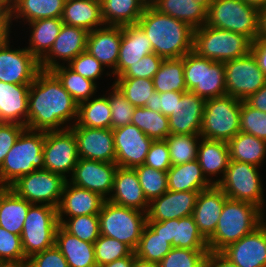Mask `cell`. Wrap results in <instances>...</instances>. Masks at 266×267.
Instances as JSON below:
<instances>
[{
    "instance_id": "obj_1",
    "label": "cell",
    "mask_w": 266,
    "mask_h": 267,
    "mask_svg": "<svg viewBox=\"0 0 266 267\" xmlns=\"http://www.w3.org/2000/svg\"><path fill=\"white\" fill-rule=\"evenodd\" d=\"M28 104L27 129L61 131L77 121V102L51 71L37 74L29 88Z\"/></svg>"
},
{
    "instance_id": "obj_2",
    "label": "cell",
    "mask_w": 266,
    "mask_h": 267,
    "mask_svg": "<svg viewBox=\"0 0 266 267\" xmlns=\"http://www.w3.org/2000/svg\"><path fill=\"white\" fill-rule=\"evenodd\" d=\"M137 25L151 42L153 52L163 59H177L193 51L194 29L183 21L160 13L150 3Z\"/></svg>"
},
{
    "instance_id": "obj_3",
    "label": "cell",
    "mask_w": 266,
    "mask_h": 267,
    "mask_svg": "<svg viewBox=\"0 0 266 267\" xmlns=\"http://www.w3.org/2000/svg\"><path fill=\"white\" fill-rule=\"evenodd\" d=\"M265 221V213L248 202L227 199L215 232L207 239L209 252L220 253L228 245L253 232Z\"/></svg>"
},
{
    "instance_id": "obj_4",
    "label": "cell",
    "mask_w": 266,
    "mask_h": 267,
    "mask_svg": "<svg viewBox=\"0 0 266 267\" xmlns=\"http://www.w3.org/2000/svg\"><path fill=\"white\" fill-rule=\"evenodd\" d=\"M45 132L25 129L0 166V184L10 187L20 177L44 169Z\"/></svg>"
},
{
    "instance_id": "obj_5",
    "label": "cell",
    "mask_w": 266,
    "mask_h": 267,
    "mask_svg": "<svg viewBox=\"0 0 266 267\" xmlns=\"http://www.w3.org/2000/svg\"><path fill=\"white\" fill-rule=\"evenodd\" d=\"M252 41L244 35L207 24L194 29L193 51L200 57L226 62L251 52Z\"/></svg>"
},
{
    "instance_id": "obj_6",
    "label": "cell",
    "mask_w": 266,
    "mask_h": 267,
    "mask_svg": "<svg viewBox=\"0 0 266 267\" xmlns=\"http://www.w3.org/2000/svg\"><path fill=\"white\" fill-rule=\"evenodd\" d=\"M206 24L247 36H258V8L243 0H209Z\"/></svg>"
},
{
    "instance_id": "obj_7",
    "label": "cell",
    "mask_w": 266,
    "mask_h": 267,
    "mask_svg": "<svg viewBox=\"0 0 266 267\" xmlns=\"http://www.w3.org/2000/svg\"><path fill=\"white\" fill-rule=\"evenodd\" d=\"M241 100L223 95L207 99L204 106L200 136L228 142L240 132Z\"/></svg>"
},
{
    "instance_id": "obj_8",
    "label": "cell",
    "mask_w": 266,
    "mask_h": 267,
    "mask_svg": "<svg viewBox=\"0 0 266 267\" xmlns=\"http://www.w3.org/2000/svg\"><path fill=\"white\" fill-rule=\"evenodd\" d=\"M98 218L100 235L117 239L135 251L146 224V212L122 207L106 200Z\"/></svg>"
},
{
    "instance_id": "obj_9",
    "label": "cell",
    "mask_w": 266,
    "mask_h": 267,
    "mask_svg": "<svg viewBox=\"0 0 266 267\" xmlns=\"http://www.w3.org/2000/svg\"><path fill=\"white\" fill-rule=\"evenodd\" d=\"M259 168L250 163L230 160L225 175L217 186L229 199L252 203L266 214Z\"/></svg>"
},
{
    "instance_id": "obj_10",
    "label": "cell",
    "mask_w": 266,
    "mask_h": 267,
    "mask_svg": "<svg viewBox=\"0 0 266 267\" xmlns=\"http://www.w3.org/2000/svg\"><path fill=\"white\" fill-rule=\"evenodd\" d=\"M187 91L207 100L226 95L224 62L198 56L194 51L184 56Z\"/></svg>"
},
{
    "instance_id": "obj_11",
    "label": "cell",
    "mask_w": 266,
    "mask_h": 267,
    "mask_svg": "<svg viewBox=\"0 0 266 267\" xmlns=\"http://www.w3.org/2000/svg\"><path fill=\"white\" fill-rule=\"evenodd\" d=\"M59 225L57 208L32 204L20 235L25 257L29 259L32 255L53 247Z\"/></svg>"
},
{
    "instance_id": "obj_12",
    "label": "cell",
    "mask_w": 266,
    "mask_h": 267,
    "mask_svg": "<svg viewBox=\"0 0 266 267\" xmlns=\"http://www.w3.org/2000/svg\"><path fill=\"white\" fill-rule=\"evenodd\" d=\"M67 179L46 169H37L20 177L10 188L31 204L57 208Z\"/></svg>"
},
{
    "instance_id": "obj_13",
    "label": "cell",
    "mask_w": 266,
    "mask_h": 267,
    "mask_svg": "<svg viewBox=\"0 0 266 267\" xmlns=\"http://www.w3.org/2000/svg\"><path fill=\"white\" fill-rule=\"evenodd\" d=\"M226 94L245 101L266 84V76L253 54L224 62Z\"/></svg>"
},
{
    "instance_id": "obj_14",
    "label": "cell",
    "mask_w": 266,
    "mask_h": 267,
    "mask_svg": "<svg viewBox=\"0 0 266 267\" xmlns=\"http://www.w3.org/2000/svg\"><path fill=\"white\" fill-rule=\"evenodd\" d=\"M43 153L44 169L60 174L67 180L68 176H72L79 156L76 138L69 128L45 132Z\"/></svg>"
},
{
    "instance_id": "obj_15",
    "label": "cell",
    "mask_w": 266,
    "mask_h": 267,
    "mask_svg": "<svg viewBox=\"0 0 266 267\" xmlns=\"http://www.w3.org/2000/svg\"><path fill=\"white\" fill-rule=\"evenodd\" d=\"M10 43V38H8L0 46V81L31 85L41 71L40 61L25 47L13 49Z\"/></svg>"
},
{
    "instance_id": "obj_16",
    "label": "cell",
    "mask_w": 266,
    "mask_h": 267,
    "mask_svg": "<svg viewBox=\"0 0 266 267\" xmlns=\"http://www.w3.org/2000/svg\"><path fill=\"white\" fill-rule=\"evenodd\" d=\"M113 136L117 166L134 168L144 164L153 139L133 124L113 129Z\"/></svg>"
},
{
    "instance_id": "obj_17",
    "label": "cell",
    "mask_w": 266,
    "mask_h": 267,
    "mask_svg": "<svg viewBox=\"0 0 266 267\" xmlns=\"http://www.w3.org/2000/svg\"><path fill=\"white\" fill-rule=\"evenodd\" d=\"M117 167L116 163L79 158L68 181L75 186L98 193L108 200Z\"/></svg>"
},
{
    "instance_id": "obj_18",
    "label": "cell",
    "mask_w": 266,
    "mask_h": 267,
    "mask_svg": "<svg viewBox=\"0 0 266 267\" xmlns=\"http://www.w3.org/2000/svg\"><path fill=\"white\" fill-rule=\"evenodd\" d=\"M146 224L176 248L209 250L208 240L201 234L193 216L165 221H146Z\"/></svg>"
},
{
    "instance_id": "obj_19",
    "label": "cell",
    "mask_w": 266,
    "mask_h": 267,
    "mask_svg": "<svg viewBox=\"0 0 266 267\" xmlns=\"http://www.w3.org/2000/svg\"><path fill=\"white\" fill-rule=\"evenodd\" d=\"M69 129L76 138L79 158L115 163L116 152L111 128H90L75 123Z\"/></svg>"
},
{
    "instance_id": "obj_20",
    "label": "cell",
    "mask_w": 266,
    "mask_h": 267,
    "mask_svg": "<svg viewBox=\"0 0 266 267\" xmlns=\"http://www.w3.org/2000/svg\"><path fill=\"white\" fill-rule=\"evenodd\" d=\"M220 253L236 267H266V221Z\"/></svg>"
},
{
    "instance_id": "obj_21",
    "label": "cell",
    "mask_w": 266,
    "mask_h": 267,
    "mask_svg": "<svg viewBox=\"0 0 266 267\" xmlns=\"http://www.w3.org/2000/svg\"><path fill=\"white\" fill-rule=\"evenodd\" d=\"M88 34L83 28L63 24L52 48L40 60L41 70L50 71L57 66L68 65L77 55L86 51Z\"/></svg>"
},
{
    "instance_id": "obj_22",
    "label": "cell",
    "mask_w": 266,
    "mask_h": 267,
    "mask_svg": "<svg viewBox=\"0 0 266 267\" xmlns=\"http://www.w3.org/2000/svg\"><path fill=\"white\" fill-rule=\"evenodd\" d=\"M199 191H169L149 202L146 221H165L192 216Z\"/></svg>"
},
{
    "instance_id": "obj_23",
    "label": "cell",
    "mask_w": 266,
    "mask_h": 267,
    "mask_svg": "<svg viewBox=\"0 0 266 267\" xmlns=\"http://www.w3.org/2000/svg\"><path fill=\"white\" fill-rule=\"evenodd\" d=\"M205 101L191 91L184 92L168 117L170 134L200 135Z\"/></svg>"
},
{
    "instance_id": "obj_24",
    "label": "cell",
    "mask_w": 266,
    "mask_h": 267,
    "mask_svg": "<svg viewBox=\"0 0 266 267\" xmlns=\"http://www.w3.org/2000/svg\"><path fill=\"white\" fill-rule=\"evenodd\" d=\"M121 38L122 26L104 25L88 34L86 51L102 65L111 68L110 73L106 72L110 77L117 66Z\"/></svg>"
},
{
    "instance_id": "obj_25",
    "label": "cell",
    "mask_w": 266,
    "mask_h": 267,
    "mask_svg": "<svg viewBox=\"0 0 266 267\" xmlns=\"http://www.w3.org/2000/svg\"><path fill=\"white\" fill-rule=\"evenodd\" d=\"M108 201L122 207L134 208L147 213L149 202L144 196L134 168L117 167Z\"/></svg>"
},
{
    "instance_id": "obj_26",
    "label": "cell",
    "mask_w": 266,
    "mask_h": 267,
    "mask_svg": "<svg viewBox=\"0 0 266 267\" xmlns=\"http://www.w3.org/2000/svg\"><path fill=\"white\" fill-rule=\"evenodd\" d=\"M105 201L98 193L75 186L67 180L57 207L58 218L99 214Z\"/></svg>"
},
{
    "instance_id": "obj_27",
    "label": "cell",
    "mask_w": 266,
    "mask_h": 267,
    "mask_svg": "<svg viewBox=\"0 0 266 267\" xmlns=\"http://www.w3.org/2000/svg\"><path fill=\"white\" fill-rule=\"evenodd\" d=\"M227 199L228 197L217 185H212L199 192L192 216L199 231L206 239L215 232Z\"/></svg>"
},
{
    "instance_id": "obj_28",
    "label": "cell",
    "mask_w": 266,
    "mask_h": 267,
    "mask_svg": "<svg viewBox=\"0 0 266 267\" xmlns=\"http://www.w3.org/2000/svg\"><path fill=\"white\" fill-rule=\"evenodd\" d=\"M153 53L150 40L137 25L122 26V38L116 69L111 73L114 78L120 76L130 65Z\"/></svg>"
},
{
    "instance_id": "obj_29",
    "label": "cell",
    "mask_w": 266,
    "mask_h": 267,
    "mask_svg": "<svg viewBox=\"0 0 266 267\" xmlns=\"http://www.w3.org/2000/svg\"><path fill=\"white\" fill-rule=\"evenodd\" d=\"M197 160L206 179L212 185H217L223 179L230 162L228 143L221 140L201 138Z\"/></svg>"
},
{
    "instance_id": "obj_30",
    "label": "cell",
    "mask_w": 266,
    "mask_h": 267,
    "mask_svg": "<svg viewBox=\"0 0 266 267\" xmlns=\"http://www.w3.org/2000/svg\"><path fill=\"white\" fill-rule=\"evenodd\" d=\"M30 85L0 81V122L18 123L26 127Z\"/></svg>"
},
{
    "instance_id": "obj_31",
    "label": "cell",
    "mask_w": 266,
    "mask_h": 267,
    "mask_svg": "<svg viewBox=\"0 0 266 267\" xmlns=\"http://www.w3.org/2000/svg\"><path fill=\"white\" fill-rule=\"evenodd\" d=\"M209 0H151L160 13L167 14L197 29L206 24Z\"/></svg>"
},
{
    "instance_id": "obj_32",
    "label": "cell",
    "mask_w": 266,
    "mask_h": 267,
    "mask_svg": "<svg viewBox=\"0 0 266 267\" xmlns=\"http://www.w3.org/2000/svg\"><path fill=\"white\" fill-rule=\"evenodd\" d=\"M61 20L65 25L80 27L88 32L103 27L100 0H66Z\"/></svg>"
},
{
    "instance_id": "obj_33",
    "label": "cell",
    "mask_w": 266,
    "mask_h": 267,
    "mask_svg": "<svg viewBox=\"0 0 266 267\" xmlns=\"http://www.w3.org/2000/svg\"><path fill=\"white\" fill-rule=\"evenodd\" d=\"M55 245L65 257L68 267H97L94 243L69 234L60 225L55 233Z\"/></svg>"
},
{
    "instance_id": "obj_34",
    "label": "cell",
    "mask_w": 266,
    "mask_h": 267,
    "mask_svg": "<svg viewBox=\"0 0 266 267\" xmlns=\"http://www.w3.org/2000/svg\"><path fill=\"white\" fill-rule=\"evenodd\" d=\"M147 0H100L101 17L104 25H135L140 19Z\"/></svg>"
},
{
    "instance_id": "obj_35",
    "label": "cell",
    "mask_w": 266,
    "mask_h": 267,
    "mask_svg": "<svg viewBox=\"0 0 266 267\" xmlns=\"http://www.w3.org/2000/svg\"><path fill=\"white\" fill-rule=\"evenodd\" d=\"M32 204L19 197L10 187L0 191V227L21 235L24 221Z\"/></svg>"
},
{
    "instance_id": "obj_36",
    "label": "cell",
    "mask_w": 266,
    "mask_h": 267,
    "mask_svg": "<svg viewBox=\"0 0 266 267\" xmlns=\"http://www.w3.org/2000/svg\"><path fill=\"white\" fill-rule=\"evenodd\" d=\"M66 0H11V21L61 18Z\"/></svg>"
},
{
    "instance_id": "obj_37",
    "label": "cell",
    "mask_w": 266,
    "mask_h": 267,
    "mask_svg": "<svg viewBox=\"0 0 266 267\" xmlns=\"http://www.w3.org/2000/svg\"><path fill=\"white\" fill-rule=\"evenodd\" d=\"M169 191H199L205 190L212 184L204 176L198 160L171 166L167 171Z\"/></svg>"
},
{
    "instance_id": "obj_38",
    "label": "cell",
    "mask_w": 266,
    "mask_h": 267,
    "mask_svg": "<svg viewBox=\"0 0 266 267\" xmlns=\"http://www.w3.org/2000/svg\"><path fill=\"white\" fill-rule=\"evenodd\" d=\"M29 46L25 47L39 61L50 51L63 26L61 18H44L27 23Z\"/></svg>"
},
{
    "instance_id": "obj_39",
    "label": "cell",
    "mask_w": 266,
    "mask_h": 267,
    "mask_svg": "<svg viewBox=\"0 0 266 267\" xmlns=\"http://www.w3.org/2000/svg\"><path fill=\"white\" fill-rule=\"evenodd\" d=\"M230 160L260 167L266 160V141L251 134L238 132L228 142Z\"/></svg>"
},
{
    "instance_id": "obj_40",
    "label": "cell",
    "mask_w": 266,
    "mask_h": 267,
    "mask_svg": "<svg viewBox=\"0 0 266 267\" xmlns=\"http://www.w3.org/2000/svg\"><path fill=\"white\" fill-rule=\"evenodd\" d=\"M78 104L76 123L90 128H111V108L108 95H99Z\"/></svg>"
},
{
    "instance_id": "obj_41",
    "label": "cell",
    "mask_w": 266,
    "mask_h": 267,
    "mask_svg": "<svg viewBox=\"0 0 266 267\" xmlns=\"http://www.w3.org/2000/svg\"><path fill=\"white\" fill-rule=\"evenodd\" d=\"M152 80L155 91L158 93L171 91L186 92L184 57L164 59Z\"/></svg>"
},
{
    "instance_id": "obj_42",
    "label": "cell",
    "mask_w": 266,
    "mask_h": 267,
    "mask_svg": "<svg viewBox=\"0 0 266 267\" xmlns=\"http://www.w3.org/2000/svg\"><path fill=\"white\" fill-rule=\"evenodd\" d=\"M50 71L57 77L77 104L89 100L97 94V88H99L97 82L82 77L67 65L57 66Z\"/></svg>"
},
{
    "instance_id": "obj_43",
    "label": "cell",
    "mask_w": 266,
    "mask_h": 267,
    "mask_svg": "<svg viewBox=\"0 0 266 267\" xmlns=\"http://www.w3.org/2000/svg\"><path fill=\"white\" fill-rule=\"evenodd\" d=\"M131 124L153 140H165L170 135L168 117L147 107H135Z\"/></svg>"
},
{
    "instance_id": "obj_44",
    "label": "cell",
    "mask_w": 266,
    "mask_h": 267,
    "mask_svg": "<svg viewBox=\"0 0 266 267\" xmlns=\"http://www.w3.org/2000/svg\"><path fill=\"white\" fill-rule=\"evenodd\" d=\"M172 248L166 238L145 224L134 253L137 258L144 261L159 263Z\"/></svg>"
},
{
    "instance_id": "obj_45",
    "label": "cell",
    "mask_w": 266,
    "mask_h": 267,
    "mask_svg": "<svg viewBox=\"0 0 266 267\" xmlns=\"http://www.w3.org/2000/svg\"><path fill=\"white\" fill-rule=\"evenodd\" d=\"M113 85L125 96L134 107H146L155 92L152 79L147 78H114Z\"/></svg>"
},
{
    "instance_id": "obj_46",
    "label": "cell",
    "mask_w": 266,
    "mask_h": 267,
    "mask_svg": "<svg viewBox=\"0 0 266 267\" xmlns=\"http://www.w3.org/2000/svg\"><path fill=\"white\" fill-rule=\"evenodd\" d=\"M200 139V135L170 134L165 140L172 166L196 160Z\"/></svg>"
},
{
    "instance_id": "obj_47",
    "label": "cell",
    "mask_w": 266,
    "mask_h": 267,
    "mask_svg": "<svg viewBox=\"0 0 266 267\" xmlns=\"http://www.w3.org/2000/svg\"><path fill=\"white\" fill-rule=\"evenodd\" d=\"M60 226L69 234L89 243L100 236L98 214L58 218Z\"/></svg>"
},
{
    "instance_id": "obj_48",
    "label": "cell",
    "mask_w": 266,
    "mask_h": 267,
    "mask_svg": "<svg viewBox=\"0 0 266 267\" xmlns=\"http://www.w3.org/2000/svg\"><path fill=\"white\" fill-rule=\"evenodd\" d=\"M134 169L148 202L168 190L166 171L157 170L145 164L136 166Z\"/></svg>"
},
{
    "instance_id": "obj_49",
    "label": "cell",
    "mask_w": 266,
    "mask_h": 267,
    "mask_svg": "<svg viewBox=\"0 0 266 267\" xmlns=\"http://www.w3.org/2000/svg\"><path fill=\"white\" fill-rule=\"evenodd\" d=\"M133 252L134 251L128 245L105 235H100L94 242L97 267L130 256Z\"/></svg>"
},
{
    "instance_id": "obj_50",
    "label": "cell",
    "mask_w": 266,
    "mask_h": 267,
    "mask_svg": "<svg viewBox=\"0 0 266 267\" xmlns=\"http://www.w3.org/2000/svg\"><path fill=\"white\" fill-rule=\"evenodd\" d=\"M209 250H194L173 247L158 263L159 267H203Z\"/></svg>"
},
{
    "instance_id": "obj_51",
    "label": "cell",
    "mask_w": 266,
    "mask_h": 267,
    "mask_svg": "<svg viewBox=\"0 0 266 267\" xmlns=\"http://www.w3.org/2000/svg\"><path fill=\"white\" fill-rule=\"evenodd\" d=\"M110 90L111 92H109ZM106 94H108V102L112 113L111 129L131 124L135 107L114 85L110 86Z\"/></svg>"
},
{
    "instance_id": "obj_52",
    "label": "cell",
    "mask_w": 266,
    "mask_h": 267,
    "mask_svg": "<svg viewBox=\"0 0 266 267\" xmlns=\"http://www.w3.org/2000/svg\"><path fill=\"white\" fill-rule=\"evenodd\" d=\"M21 236L0 227V261L3 264H27Z\"/></svg>"
},
{
    "instance_id": "obj_53",
    "label": "cell",
    "mask_w": 266,
    "mask_h": 267,
    "mask_svg": "<svg viewBox=\"0 0 266 267\" xmlns=\"http://www.w3.org/2000/svg\"><path fill=\"white\" fill-rule=\"evenodd\" d=\"M240 131L266 141V113L241 101Z\"/></svg>"
},
{
    "instance_id": "obj_54",
    "label": "cell",
    "mask_w": 266,
    "mask_h": 267,
    "mask_svg": "<svg viewBox=\"0 0 266 267\" xmlns=\"http://www.w3.org/2000/svg\"><path fill=\"white\" fill-rule=\"evenodd\" d=\"M75 73L82 77L93 80H99L105 71V66L102 65L94 56L84 51L77 55L68 65Z\"/></svg>"
},
{
    "instance_id": "obj_55",
    "label": "cell",
    "mask_w": 266,
    "mask_h": 267,
    "mask_svg": "<svg viewBox=\"0 0 266 267\" xmlns=\"http://www.w3.org/2000/svg\"><path fill=\"white\" fill-rule=\"evenodd\" d=\"M163 58L154 52L141 58L136 64L130 65L120 76L116 78H147L153 79L160 68Z\"/></svg>"
},
{
    "instance_id": "obj_56",
    "label": "cell",
    "mask_w": 266,
    "mask_h": 267,
    "mask_svg": "<svg viewBox=\"0 0 266 267\" xmlns=\"http://www.w3.org/2000/svg\"><path fill=\"white\" fill-rule=\"evenodd\" d=\"M144 164L166 172L171 168L172 164L166 140H153Z\"/></svg>"
},
{
    "instance_id": "obj_57",
    "label": "cell",
    "mask_w": 266,
    "mask_h": 267,
    "mask_svg": "<svg viewBox=\"0 0 266 267\" xmlns=\"http://www.w3.org/2000/svg\"><path fill=\"white\" fill-rule=\"evenodd\" d=\"M183 93L177 91L158 93L155 91L150 101L146 102V107L169 117L175 110L176 102H179Z\"/></svg>"
},
{
    "instance_id": "obj_58",
    "label": "cell",
    "mask_w": 266,
    "mask_h": 267,
    "mask_svg": "<svg viewBox=\"0 0 266 267\" xmlns=\"http://www.w3.org/2000/svg\"><path fill=\"white\" fill-rule=\"evenodd\" d=\"M27 267H68V263L60 250L54 245L32 255L27 260Z\"/></svg>"
},
{
    "instance_id": "obj_59",
    "label": "cell",
    "mask_w": 266,
    "mask_h": 267,
    "mask_svg": "<svg viewBox=\"0 0 266 267\" xmlns=\"http://www.w3.org/2000/svg\"><path fill=\"white\" fill-rule=\"evenodd\" d=\"M26 129L18 123L0 122V166L20 134Z\"/></svg>"
},
{
    "instance_id": "obj_60",
    "label": "cell",
    "mask_w": 266,
    "mask_h": 267,
    "mask_svg": "<svg viewBox=\"0 0 266 267\" xmlns=\"http://www.w3.org/2000/svg\"><path fill=\"white\" fill-rule=\"evenodd\" d=\"M251 53L266 76V38L257 37L251 45Z\"/></svg>"
},
{
    "instance_id": "obj_61",
    "label": "cell",
    "mask_w": 266,
    "mask_h": 267,
    "mask_svg": "<svg viewBox=\"0 0 266 267\" xmlns=\"http://www.w3.org/2000/svg\"><path fill=\"white\" fill-rule=\"evenodd\" d=\"M245 102L249 106L266 113V84L256 93L250 95Z\"/></svg>"
},
{
    "instance_id": "obj_62",
    "label": "cell",
    "mask_w": 266,
    "mask_h": 267,
    "mask_svg": "<svg viewBox=\"0 0 266 267\" xmlns=\"http://www.w3.org/2000/svg\"><path fill=\"white\" fill-rule=\"evenodd\" d=\"M11 0H0V28H11Z\"/></svg>"
},
{
    "instance_id": "obj_63",
    "label": "cell",
    "mask_w": 266,
    "mask_h": 267,
    "mask_svg": "<svg viewBox=\"0 0 266 267\" xmlns=\"http://www.w3.org/2000/svg\"><path fill=\"white\" fill-rule=\"evenodd\" d=\"M207 262L210 267H236L233 263L227 260L221 253L209 252Z\"/></svg>"
},
{
    "instance_id": "obj_64",
    "label": "cell",
    "mask_w": 266,
    "mask_h": 267,
    "mask_svg": "<svg viewBox=\"0 0 266 267\" xmlns=\"http://www.w3.org/2000/svg\"><path fill=\"white\" fill-rule=\"evenodd\" d=\"M266 38V5L258 9V36Z\"/></svg>"
},
{
    "instance_id": "obj_65",
    "label": "cell",
    "mask_w": 266,
    "mask_h": 267,
    "mask_svg": "<svg viewBox=\"0 0 266 267\" xmlns=\"http://www.w3.org/2000/svg\"><path fill=\"white\" fill-rule=\"evenodd\" d=\"M135 257V253L133 252L130 256L117 259L111 263L105 264L100 267H132L133 260Z\"/></svg>"
},
{
    "instance_id": "obj_66",
    "label": "cell",
    "mask_w": 266,
    "mask_h": 267,
    "mask_svg": "<svg viewBox=\"0 0 266 267\" xmlns=\"http://www.w3.org/2000/svg\"><path fill=\"white\" fill-rule=\"evenodd\" d=\"M132 267H159V266L158 263L144 261L140 258L135 257L133 260Z\"/></svg>"
},
{
    "instance_id": "obj_67",
    "label": "cell",
    "mask_w": 266,
    "mask_h": 267,
    "mask_svg": "<svg viewBox=\"0 0 266 267\" xmlns=\"http://www.w3.org/2000/svg\"><path fill=\"white\" fill-rule=\"evenodd\" d=\"M11 28H0V46L8 39L11 38Z\"/></svg>"
},
{
    "instance_id": "obj_68",
    "label": "cell",
    "mask_w": 266,
    "mask_h": 267,
    "mask_svg": "<svg viewBox=\"0 0 266 267\" xmlns=\"http://www.w3.org/2000/svg\"><path fill=\"white\" fill-rule=\"evenodd\" d=\"M245 3L257 7L258 9L266 5V0H243Z\"/></svg>"
},
{
    "instance_id": "obj_69",
    "label": "cell",
    "mask_w": 266,
    "mask_h": 267,
    "mask_svg": "<svg viewBox=\"0 0 266 267\" xmlns=\"http://www.w3.org/2000/svg\"><path fill=\"white\" fill-rule=\"evenodd\" d=\"M1 267H27V264H3Z\"/></svg>"
},
{
    "instance_id": "obj_70",
    "label": "cell",
    "mask_w": 266,
    "mask_h": 267,
    "mask_svg": "<svg viewBox=\"0 0 266 267\" xmlns=\"http://www.w3.org/2000/svg\"><path fill=\"white\" fill-rule=\"evenodd\" d=\"M203 267H210L209 263L207 262Z\"/></svg>"
},
{
    "instance_id": "obj_71",
    "label": "cell",
    "mask_w": 266,
    "mask_h": 267,
    "mask_svg": "<svg viewBox=\"0 0 266 267\" xmlns=\"http://www.w3.org/2000/svg\"><path fill=\"white\" fill-rule=\"evenodd\" d=\"M4 187L0 184V191L3 189Z\"/></svg>"
}]
</instances>
